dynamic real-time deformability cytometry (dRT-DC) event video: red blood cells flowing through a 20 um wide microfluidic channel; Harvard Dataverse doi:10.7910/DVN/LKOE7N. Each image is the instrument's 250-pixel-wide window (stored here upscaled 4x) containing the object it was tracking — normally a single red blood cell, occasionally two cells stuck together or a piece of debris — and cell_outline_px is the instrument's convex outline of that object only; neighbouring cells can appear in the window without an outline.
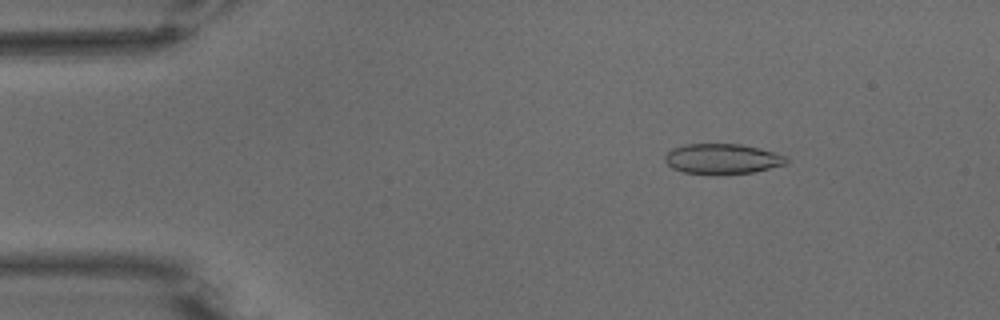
{"species": "common noctule bat (a hibernating species)", "species_latin": "Nyctalus noctula", "temperature_condition": "warm", "stored_images_in_passage": 70, "camera_frame_rate_fps": 3000, "um_per_image_px": 0.085, "animal": {"sex": "male", "body_mass_g": 15.6}, "frame": {"image": 1, "passage_image": 12, "time_ms": 3.667, "image_size_px": [1000, 320], "cell_outline_px": [[788, 160], [784, 164], [756, 172], [716, 176], [712, 176], [684, 172], [672, 168], [664, 160], [664, 156], [672, 148], [684, 144], [740, 144], [760, 148], [784, 156]], "centroid_in_image_um": [61.35, 13.53], "position_along_channel_um": 23.7, "area_um2": 21.73}}
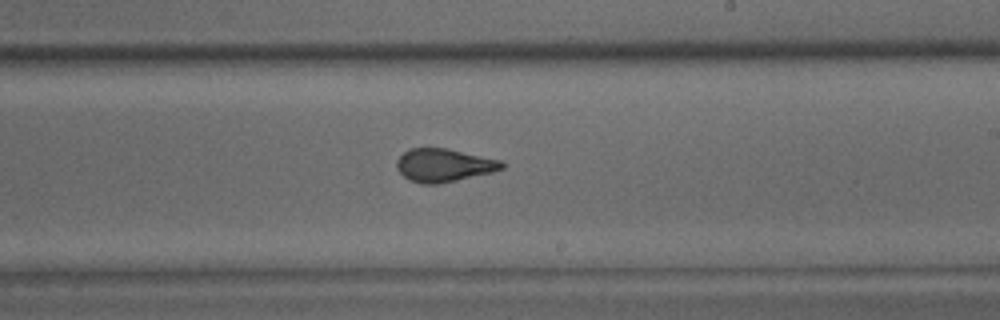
{"frame": {"image": 2, "passage_image": 51, "time_ms": 16.667, "image_size_px": [1000, 320], "cell_outline_px": [[504, 168], [492, 172], [456, 180], [436, 184], [420, 184], [408, 180], [396, 168], [396, 160], [408, 148], [448, 148], [504, 160]], "centroid_in_image_um": [37.73, 14.03], "position_along_channel_um": 251.3, "area_um2": 20.52}}
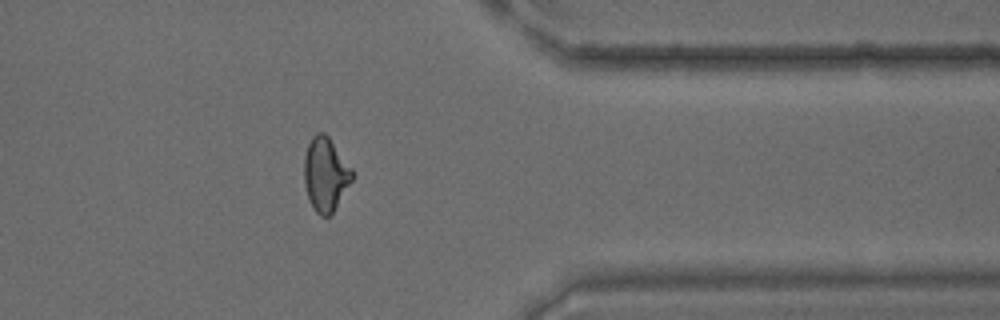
{"frame": {"image": 3, "passage_image": 70, "time_ms": 23.0, "image_size_px": [1000, 320], "cell_outline_px": [[356, 176], [332, 212], [328, 216], [320, 216], [312, 208], [308, 200], [304, 184], [304, 156], [308, 144], [312, 136], [316, 132], [324, 132], [328, 136], [352, 168]], "centroid_in_image_um": [27.67, 14.81], "position_along_channel_um": 383.7, "area_um2": 20.92}, "authors_computed_cell_mechanics": {"area_um2": 20.8658, "velocity_mm_per_s": 2.2986, "shape_relaxation_time_tau1_ms": null, "shape_relaxation_time_tau2_ms": 1.6607, "deformation_change_tau1": null, "deformation_change_tau2": 0.0823}}